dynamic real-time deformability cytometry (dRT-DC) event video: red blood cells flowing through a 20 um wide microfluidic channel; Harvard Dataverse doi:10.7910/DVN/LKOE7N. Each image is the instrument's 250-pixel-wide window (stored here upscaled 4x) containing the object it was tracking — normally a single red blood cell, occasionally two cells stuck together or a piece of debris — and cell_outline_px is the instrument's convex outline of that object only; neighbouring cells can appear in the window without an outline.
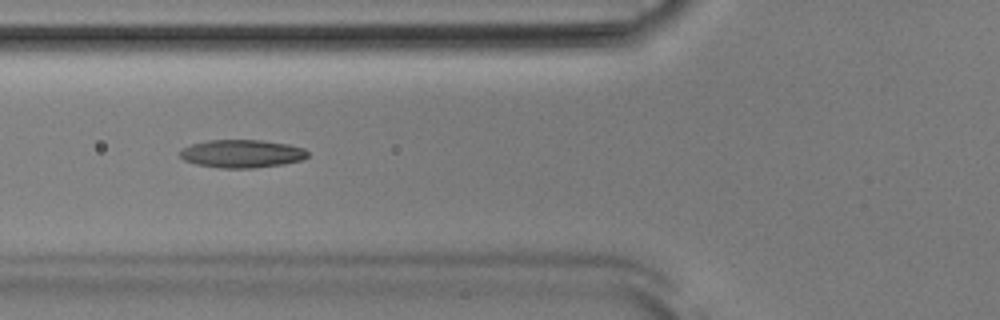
{"species": "Egyptian fruit bat (a non-hibernating species)", "species_latin": "Rousettus aegyptiacus", "temperature_condition": "room temperature", "stored_images_in_passage": 43, "camera_frame_rate_fps": 3000, "um_per_image_px": 0.085, "animal": {"sex": "male"}, "frame": {"image": 1, "passage_image": 10, "time_ms": 3.0, "image_size_px": [1000, 320], "cell_outline_px": [[308, 156], [300, 160], [284, 164], [256, 168], [220, 168], [196, 164], [184, 160], [180, 156], [180, 148], [192, 144], [208, 140], [260, 140], [288, 144], [304, 148], [308, 152]], "centroid_in_image_um": [20.54, 13.06], "position_along_channel_um": 105.3, "area_um2": 20.92}}
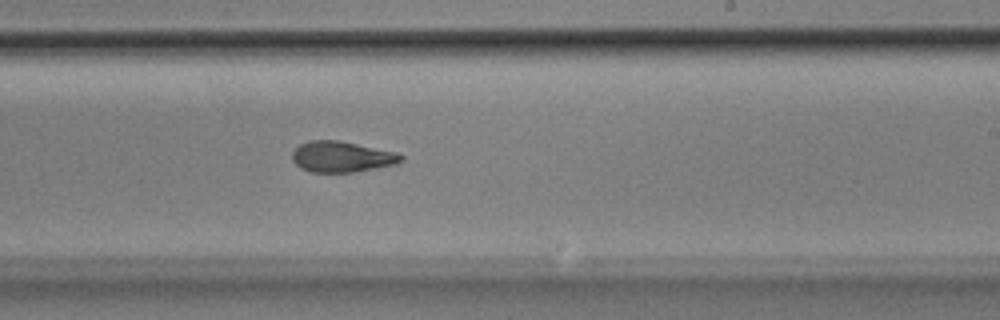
{"frame": {"image": 2, "passage_image": 22, "time_ms": 7.0, "image_size_px": [1000, 320], "cell_outline_px": [[404, 156], [396, 164], [356, 172], [308, 172], [300, 168], [292, 160], [292, 152], [300, 144], [308, 140], [336, 140], [400, 152]], "centroid_in_image_um": [29.04, 13.32], "position_along_channel_um": 260.0, "area_um2": 19.71}}
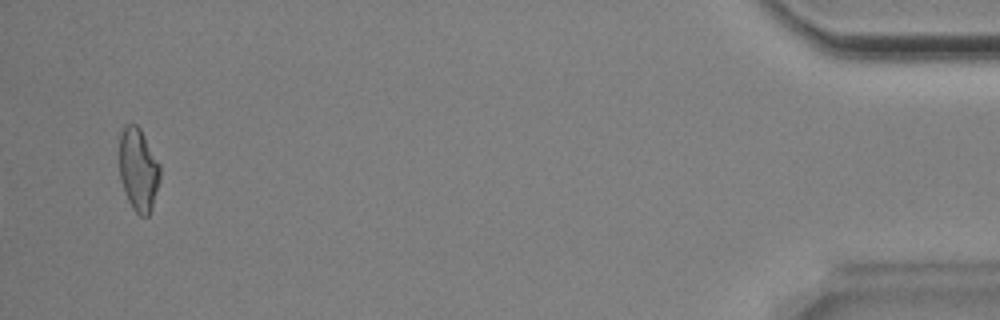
{"frame": {"image": 3, "passage_image": 41, "time_ms": 13.333, "image_size_px": [1000, 320], "cell_outline_px": [[160, 180], [152, 208], [148, 216], [140, 216], [132, 208], [128, 200], [120, 180], [116, 132], [128, 124], [136, 124], [140, 128], [160, 164]], "centroid_in_image_um": [11.71, 14.35], "position_along_channel_um": 423.5, "area_um2": 20.46}, "authors_computed_cell_mechanics": {"area_um2": 19.8254, "velocity_mm_per_s": 3.8629, "shape_relaxation_time_tau1_ms": 10.0588, "shape_relaxation_time_tau2_ms": 2.8101, "deformation_change_tau1": 0.2448, "deformation_change_tau2": 0.1092}}